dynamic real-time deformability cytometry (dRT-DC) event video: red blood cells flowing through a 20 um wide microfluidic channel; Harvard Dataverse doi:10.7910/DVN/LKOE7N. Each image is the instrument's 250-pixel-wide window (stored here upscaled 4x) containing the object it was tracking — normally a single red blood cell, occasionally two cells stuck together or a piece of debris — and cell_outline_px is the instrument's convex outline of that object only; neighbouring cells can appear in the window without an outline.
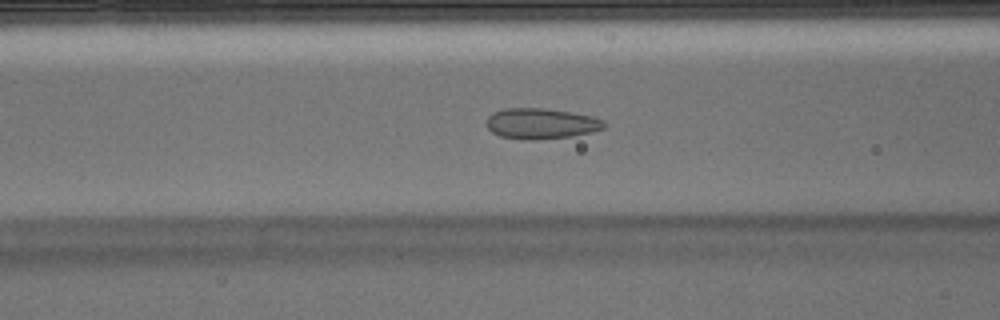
{"species": "Egyptian fruit bat (a non-hibernating species)", "species_latin": "Rousettus aegyptiacus", "temperature_condition": "warm", "stored_images_in_passage": 49, "camera_frame_rate_fps": 3000, "um_per_image_px": 0.085, "animal": {"sex": "male"}, "frame": {"image": 1, "passage_image": 18, "time_ms": 5.667, "image_size_px": [1000, 320], "cell_outline_px": [[608, 124], [604, 128], [592, 132], [572, 136], [536, 140], [520, 140], [500, 136], [492, 132], [484, 124], [488, 116], [492, 112], [504, 108], [544, 108], [592, 116], [604, 120]], "centroid_in_image_um": [45.96, 10.51], "position_along_channel_um": 120.6, "area_um2": 21.33}}
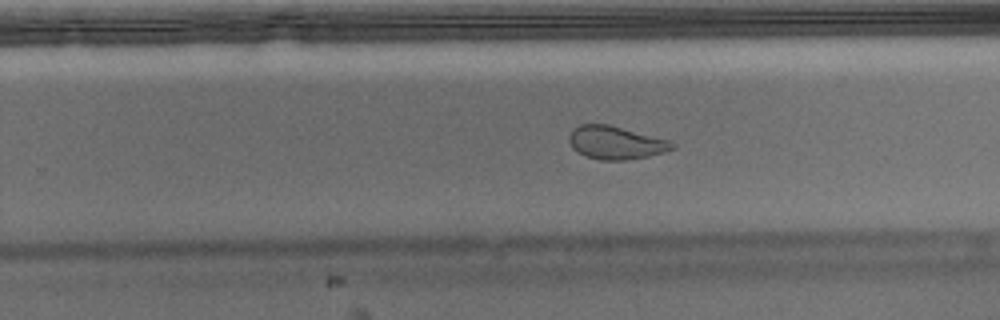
{"frame": {"image": 2, "passage_image": 30, "time_ms": 9.667, "image_size_px": [1000, 320], "cell_outline_px": [[676, 148], [664, 152], [648, 156], [628, 160], [600, 160], [584, 156], [572, 148], [568, 140], [568, 136], [572, 128], [580, 124], [608, 124], [672, 140], [676, 144]], "centroid_in_image_um": [52.35, 12.12], "position_along_channel_um": 277.5, "area_um2": 20.29}}
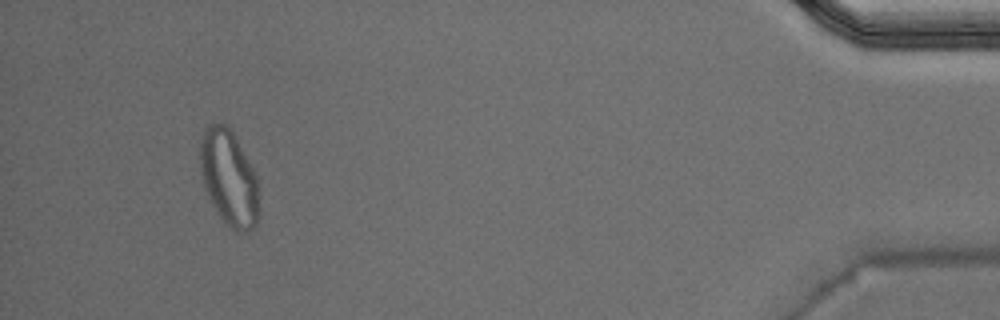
{"frame": {"image": 3, "passage_image": 46, "time_ms": 15.0, "image_size_px": [1000, 320], "cell_outline_px": [[260, 216], [256, 224], [248, 232], [236, 232], [224, 224], [212, 204], [204, 188], [200, 172], [200, 140], [204, 128], [208, 124], [224, 124], [232, 128], [256, 176], [260, 212]], "centroid_in_image_um": [19.46, 15.15], "position_along_channel_um": 415.7, "area_um2": 33.41}, "authors_computed_cell_mechanics": {"area_um2": 22.8888, "velocity_mm_per_s": 3.9222, "shape_relaxation_time_tau1_ms": null, "shape_relaxation_time_tau2_ms": 0.9612, "deformation_change_tau1": null, "deformation_change_tau2": 0.0599}}